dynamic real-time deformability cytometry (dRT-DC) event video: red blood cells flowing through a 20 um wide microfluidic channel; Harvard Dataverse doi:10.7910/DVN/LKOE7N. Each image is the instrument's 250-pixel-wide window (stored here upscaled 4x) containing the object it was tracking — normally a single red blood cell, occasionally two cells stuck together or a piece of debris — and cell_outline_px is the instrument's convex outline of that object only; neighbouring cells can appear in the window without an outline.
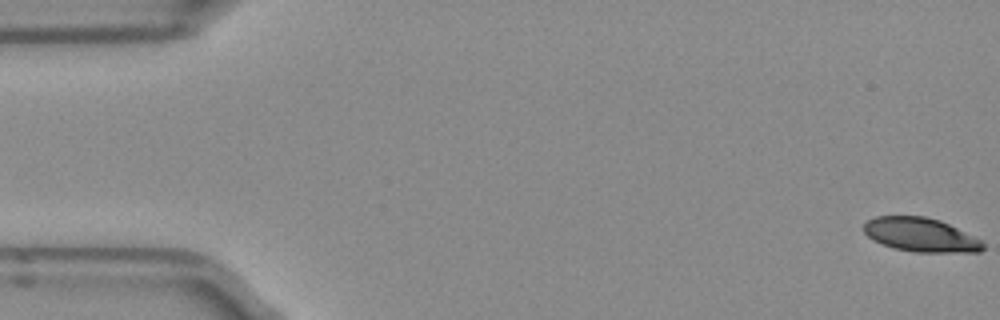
{"species": "Egyptian fruit bat (a non-hibernating species)", "species_latin": "Rousettus aegyptiacus", "temperature_condition": "room temperature", "stored_images_in_passage": 51, "camera_frame_rate_fps": 3000, "um_per_image_px": 0.085, "frame": {"image": 1, "passage_image": 1, "time_ms": 0.0, "image_size_px": [1000, 320], "cell_outline_px": [[984, 248], [980, 252], [916, 252], [892, 248], [872, 240], [864, 232], [864, 224], [868, 220], [876, 216], [924, 216], [940, 220], [980, 240], [984, 244]], "centroid_in_image_um": [78.22, 19.96], "position_along_channel_um": 6.8, "area_um2": 23.41}}
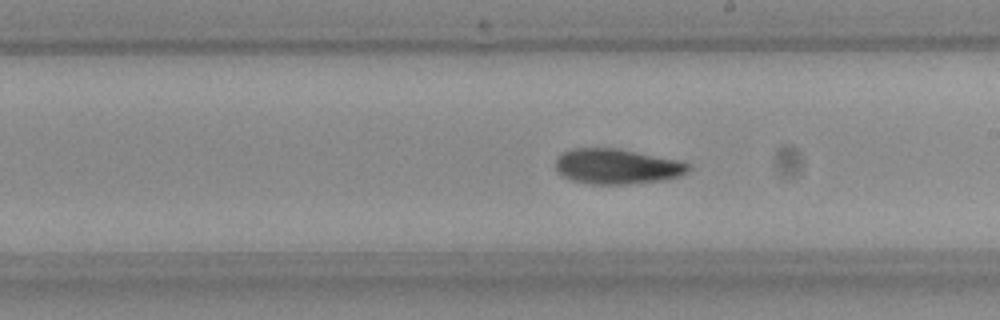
{"frame": {"image": 2, "passage_image": 29, "time_ms": 9.333, "image_size_px": [1000, 320], "cell_outline_px": [[688, 168], [680, 176], [664, 180], [628, 184], [584, 184], [560, 176], [556, 172], [556, 160], [564, 152], [576, 148], [616, 148], [676, 160], [688, 164]], "centroid_in_image_um": [52.36, 14.16], "position_along_channel_um": 236.6, "area_um2": 26.99}}
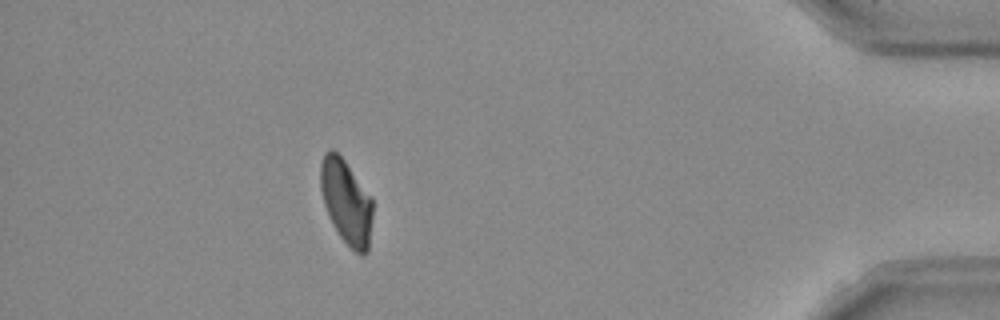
{"frame": {"image": 3, "passage_image": 46, "time_ms": 15.0, "image_size_px": [1000, 320], "cell_outline_px": [[372, 216], [368, 252], [364, 256], [360, 256], [340, 236], [332, 224], [328, 216], [324, 204], [320, 188], [320, 164], [324, 152], [328, 148], [332, 148], [344, 160], [372, 196]], "centroid_in_image_um": [29.42, 17.14], "position_along_channel_um": 405.8, "area_um2": 25.89}, "authors_computed_cell_mechanics": {"area_um2": 26.4724, "velocity_mm_per_s": 3.9406, "shape_relaxation_time_tau1_ms": 9.3441, "shape_relaxation_time_tau2_ms": 5.1721, "deformation_change_tau1": 0.1906, "deformation_change_tau2": 0.1027}}